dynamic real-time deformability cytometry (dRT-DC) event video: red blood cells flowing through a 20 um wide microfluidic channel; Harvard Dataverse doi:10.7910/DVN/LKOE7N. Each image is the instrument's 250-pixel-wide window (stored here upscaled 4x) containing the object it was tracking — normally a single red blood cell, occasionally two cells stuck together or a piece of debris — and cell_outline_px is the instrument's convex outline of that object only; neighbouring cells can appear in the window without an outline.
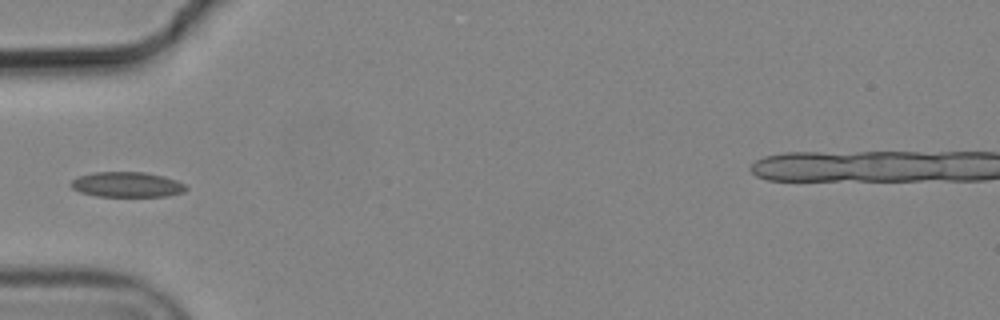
{"species": "common noctule bat (a hibernating species)", "species_latin": "Nyctalus noctula", "temperature_condition": "cold", "stored_images_in_passage": 7, "camera_frame_rate_fps": 3000, "um_per_image_px": 0.085, "animal": {"sex": "male", "body_mass_g": 19.2, "forearm_length_mm": 51.8}, "frame": {"image": 1, "passage_image": 4, "time_ms": 1.0, "image_size_px": [1000, 320], "cell_outline_px": [[188, 188], [184, 192], [168, 196], [96, 196], [80, 192], [72, 188], [68, 184], [72, 180], [80, 176], [92, 172], [144, 172], [164, 176], [176, 180], [184, 184]], "centroid_in_image_um": [10.79, 15.69], "position_along_channel_um": 74.2, "area_um2": 16.94}}
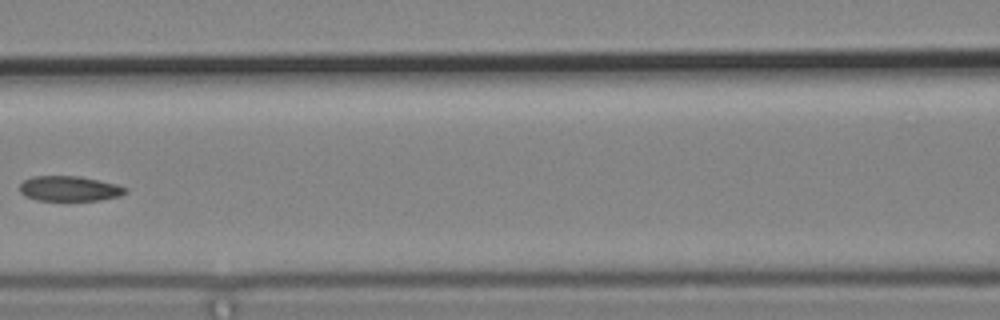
{"frame": {"image": 2, "passage_image": 6, "time_ms": 1.667, "image_size_px": [1000, 320], "cell_outline_px": [[128, 192], [120, 196], [100, 200], [36, 200], [24, 196], [20, 192], [20, 184], [24, 180], [32, 176], [76, 176], [116, 184], [128, 188]], "centroid_in_image_um": [5.89, 16.04], "position_along_channel_um": 160.7, "area_um2": 15.43}}
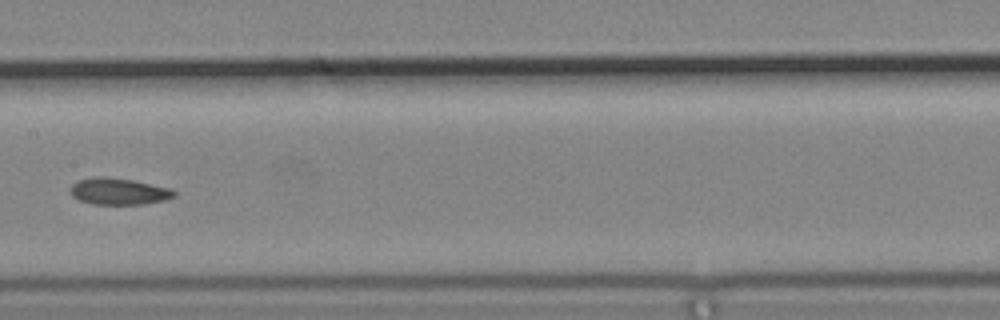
{"frame": {"image": 3, "passage_image": 7, "time_ms": 2.0, "image_size_px": [1000, 320], "cell_outline_px": [[176, 196], [164, 200], [140, 204], [92, 204], [80, 200], [72, 196], [72, 184], [80, 180], [96, 176], [104, 176], [132, 180], [172, 188], [176, 192]], "centroid_in_image_um": [10.12, 16.26], "position_along_channel_um": 197.3, "area_um2": 15.95}}